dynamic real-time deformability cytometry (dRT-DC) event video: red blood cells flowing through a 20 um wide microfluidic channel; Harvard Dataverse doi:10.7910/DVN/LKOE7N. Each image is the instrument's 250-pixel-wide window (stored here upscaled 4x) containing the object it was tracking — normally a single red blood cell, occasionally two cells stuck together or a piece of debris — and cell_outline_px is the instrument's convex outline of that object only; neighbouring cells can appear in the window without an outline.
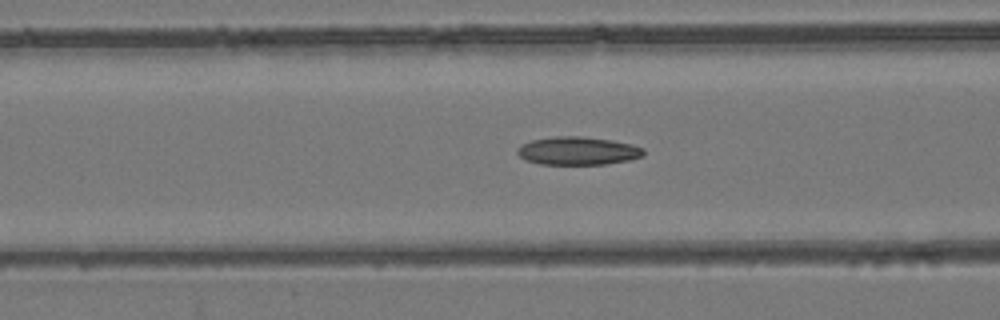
{"species": "common noctule bat (a hibernating species)", "species_latin": "Nyctalus noctula", "temperature_condition": "room temperature", "stored_images_in_passage": 43, "camera_frame_rate_fps": 3000, "um_per_image_px": 0.085, "animal": {"sex": "female", "body_mass_g": 24.6, "forearm_length_mm": 56.2}, "frame": {"image": 1, "passage_image": 11, "time_ms": 3.333, "image_size_px": [1000, 320], "cell_outline_px": [[644, 156], [628, 160], [604, 164], [540, 164], [524, 160], [516, 152], [516, 148], [520, 144], [532, 140], [556, 136], [580, 136], [612, 140], [632, 144], [644, 148]], "centroid_in_image_um": [49.09, 12.82], "position_along_channel_um": 117.5, "area_um2": 20.81}}
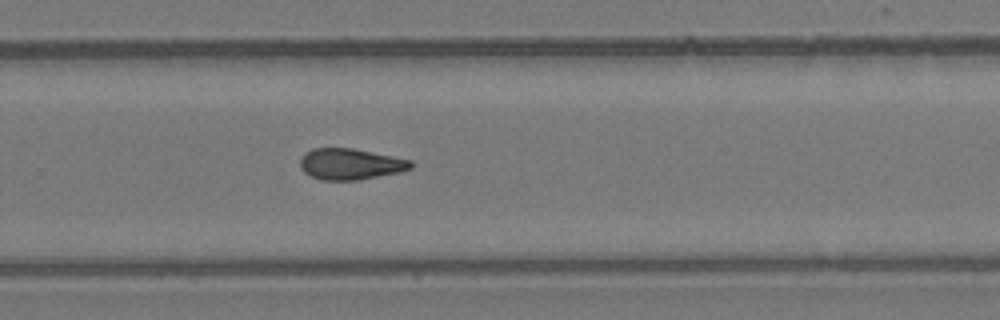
{"frame": {"image": 2, "passage_image": 25, "time_ms": 8.0, "image_size_px": [1000, 320], "cell_outline_px": [[412, 168], [400, 172], [356, 180], [320, 180], [304, 172], [300, 168], [300, 160], [304, 152], [312, 148], [352, 148], [412, 160]], "centroid_in_image_um": [29.76, 13.94], "position_along_channel_um": 300.0, "area_um2": 20.06}}
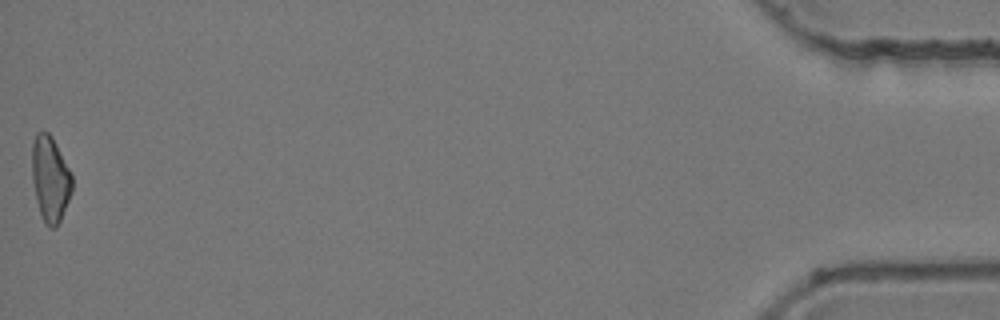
{"frame": {"image": 3, "passage_image": 43, "time_ms": 14.0, "image_size_px": [1000, 320], "cell_outline_px": [[72, 192], [60, 220], [56, 228], [48, 228], [44, 224], [40, 216], [36, 200], [32, 180], [32, 144], [36, 132], [48, 132], [52, 136], [72, 172]], "centroid_in_image_um": [4.27, 15.22], "position_along_channel_um": 430.9, "area_um2": 20.35}, "authors_computed_cell_mechanics": {"area_um2": 20.1144, "velocity_mm_per_s": 3.9128, "shape_relaxation_time_tau1_ms": null, "shape_relaxation_time_tau2_ms": 5.3444, "deformation_change_tau1": null, "deformation_change_tau2": 0.1388}}